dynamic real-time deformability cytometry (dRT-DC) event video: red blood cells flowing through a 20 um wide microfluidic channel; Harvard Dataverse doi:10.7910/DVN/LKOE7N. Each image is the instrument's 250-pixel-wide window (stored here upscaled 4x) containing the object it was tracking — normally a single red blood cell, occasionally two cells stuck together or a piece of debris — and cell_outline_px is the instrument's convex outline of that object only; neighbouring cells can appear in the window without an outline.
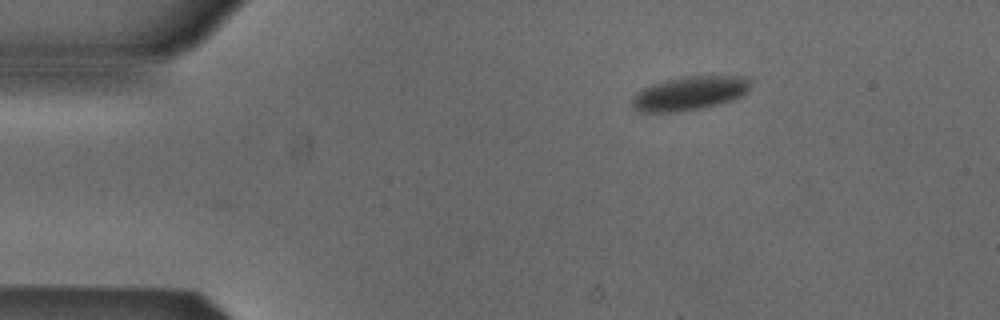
{"species": "Egyptian fruit bat (a non-hibernating species)", "species_latin": "Rousettus aegyptiacus", "temperature_condition": "cold", "stored_images_in_passage": 3, "camera_frame_rate_fps": 3000, "um_per_image_px": 0.085, "animal": {"sex": "male"}, "frame": {"image": 1, "passage_image": 3, "time_ms": 0.667, "image_size_px": [1000, 320], "cell_outline_px": [[748, 88], [740, 96], [732, 100], [700, 108], [680, 112], [640, 112], [632, 108], [632, 96], [636, 92], [652, 84], [664, 80], [680, 76], [748, 76]], "centroid_in_image_um": [58.53, 7.93], "position_along_channel_um": 26.5, "area_um2": 23.29}}